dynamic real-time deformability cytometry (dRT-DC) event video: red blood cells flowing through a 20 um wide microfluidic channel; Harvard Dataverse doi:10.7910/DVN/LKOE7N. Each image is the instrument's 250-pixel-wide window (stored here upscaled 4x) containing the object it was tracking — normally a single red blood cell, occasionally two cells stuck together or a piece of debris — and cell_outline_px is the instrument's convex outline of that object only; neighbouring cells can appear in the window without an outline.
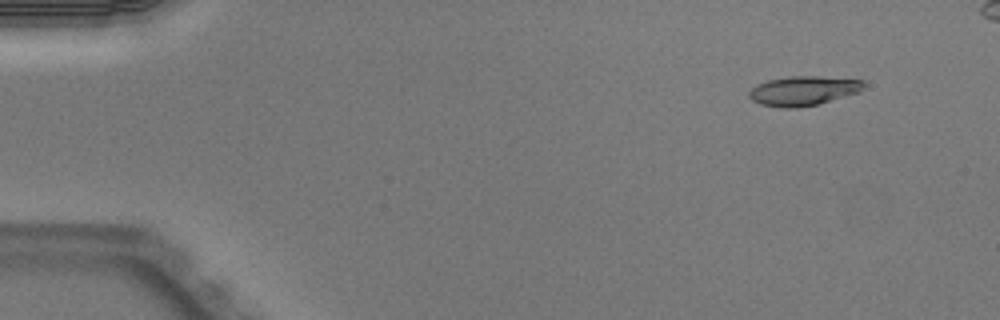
{"species": "Egyptian fruit bat (a non-hibernating species)", "species_latin": "Rousettus aegyptiacus", "temperature_condition": "warm", "stored_images_in_passage": 45, "camera_frame_rate_fps": 3000, "um_per_image_px": 0.085, "animal": {"sex": "male"}, "frame": {"image": 1, "passage_image": 1, "time_ms": 0.0, "image_size_px": [1000, 320], "cell_outline_px": [[864, 88], [860, 92], [820, 104], [796, 108], [784, 108], [760, 104], [752, 100], [748, 96], [748, 92], [756, 84], [768, 80], [792, 76], [816, 76], [864, 80]], "centroid_in_image_um": [68.29, 7.72], "position_along_channel_um": 16.7, "area_um2": 19.83}}
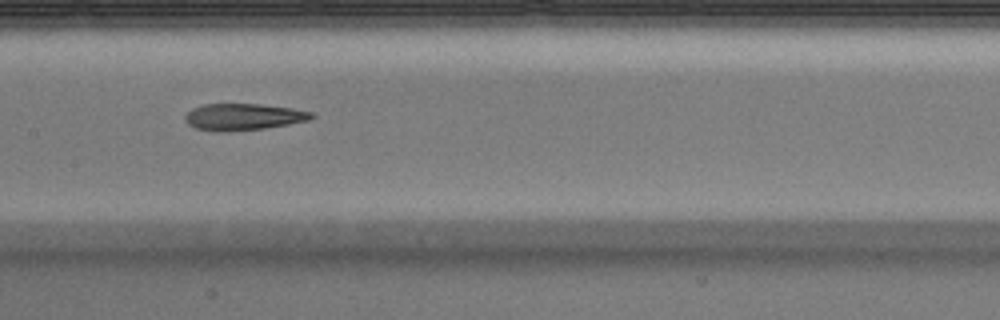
{"frame": {"image": 2, "passage_image": 22, "time_ms": 7.0, "image_size_px": [1000, 320], "cell_outline_px": [[316, 116], [308, 120], [288, 124], [264, 128], [224, 132], [196, 128], [188, 124], [184, 120], [184, 116], [192, 108], [204, 104], [260, 104], [292, 108], [312, 112]], "centroid_in_image_um": [20.67, 9.93], "position_along_channel_um": 186.7, "area_um2": 19.54}}
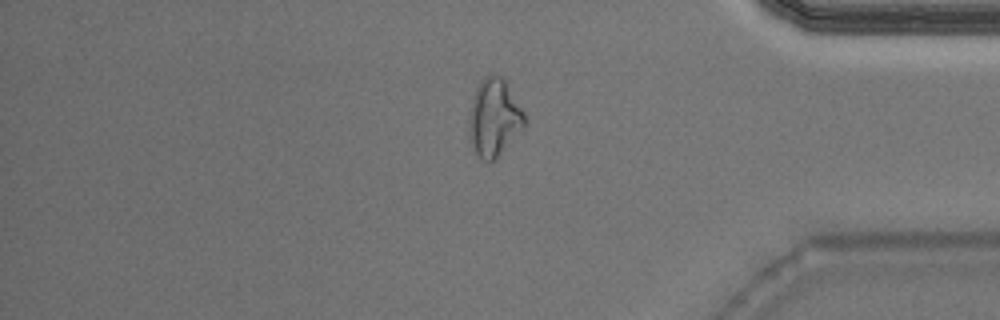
{"frame": {"image": 3, "passage_image": 39, "time_ms": 12.667, "image_size_px": [1000, 320], "cell_outline_px": [[524, 128], [492, 164], [488, 164], [480, 160], [472, 148], [468, 132], [468, 124], [472, 100], [476, 88], [480, 80], [488, 72], [496, 72], [504, 80], [524, 112]], "centroid_in_image_um": [41.97, 10.04], "position_along_channel_um": 393.2, "area_um2": 25.61}}